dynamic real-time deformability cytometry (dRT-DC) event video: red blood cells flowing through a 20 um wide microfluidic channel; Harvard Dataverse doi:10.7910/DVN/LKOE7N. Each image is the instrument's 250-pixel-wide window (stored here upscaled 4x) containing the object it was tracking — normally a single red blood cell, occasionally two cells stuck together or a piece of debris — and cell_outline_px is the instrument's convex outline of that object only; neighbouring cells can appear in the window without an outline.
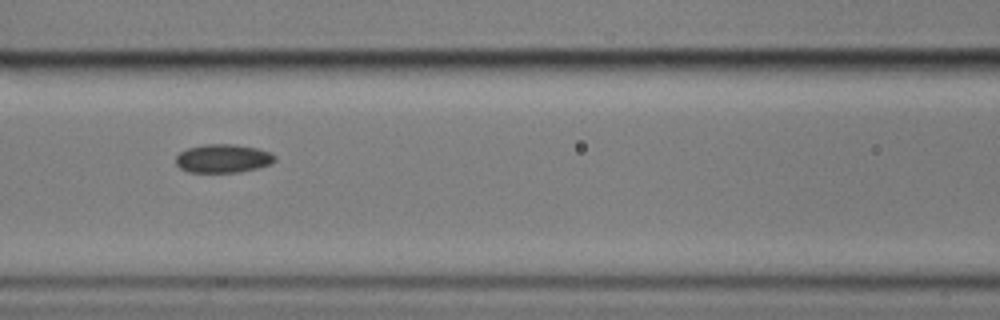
{"species": "common noctule bat (a hibernating species)", "species_latin": "Nyctalus noctula", "temperature_condition": "cold", "stored_images_in_passage": 5, "camera_frame_rate_fps": 3000, "um_per_image_px": 0.085, "animal": {"sex": "male", "body_mass_g": 17.9}, "frame": {"image": 1, "passage_image": 5, "time_ms": 4.667, "image_size_px": [1000, 320], "cell_outline_px": [[276, 160], [272, 164], [240, 172], [188, 172], [180, 168], [176, 164], [176, 156], [180, 152], [188, 148], [204, 144], [232, 144], [256, 148], [268, 152], [276, 156]], "centroid_in_image_um": [18.95, 13.47], "position_along_channel_um": 147.7, "area_um2": 16.42}}